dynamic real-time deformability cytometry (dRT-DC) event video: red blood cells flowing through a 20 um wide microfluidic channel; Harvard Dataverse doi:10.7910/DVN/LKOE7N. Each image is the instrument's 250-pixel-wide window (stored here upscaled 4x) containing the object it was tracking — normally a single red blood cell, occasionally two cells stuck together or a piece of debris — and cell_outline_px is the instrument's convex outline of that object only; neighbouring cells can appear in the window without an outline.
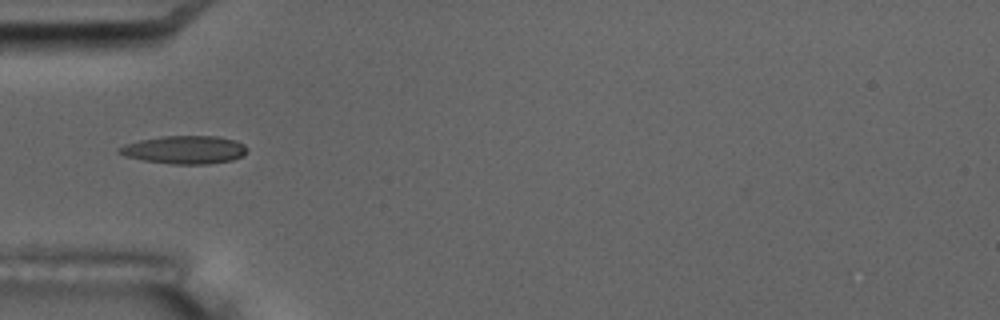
{"species": "common noctule bat (a hibernating species)", "species_latin": "Nyctalus noctula", "temperature_condition": "room temperature", "stored_images_in_passage": 2, "camera_frame_rate_fps": 3000, "um_per_image_px": 0.085, "animal": {"sex": "male", "body_mass_g": 17.5, "forearm_length_mm": 52.3}, "frame": {"image": 1, "passage_image": 2, "time_ms": 3.667, "image_size_px": [1000, 320], "cell_outline_px": [[248, 148], [240, 156], [232, 160], [208, 164], [172, 164], [144, 160], [124, 156], [116, 152], [116, 148], [124, 144], [140, 140], [160, 136], [216, 136], [236, 140], [244, 144]], "centroid_in_image_um": [15.64, 12.72], "position_along_channel_um": 69.4, "area_um2": 20.98}}